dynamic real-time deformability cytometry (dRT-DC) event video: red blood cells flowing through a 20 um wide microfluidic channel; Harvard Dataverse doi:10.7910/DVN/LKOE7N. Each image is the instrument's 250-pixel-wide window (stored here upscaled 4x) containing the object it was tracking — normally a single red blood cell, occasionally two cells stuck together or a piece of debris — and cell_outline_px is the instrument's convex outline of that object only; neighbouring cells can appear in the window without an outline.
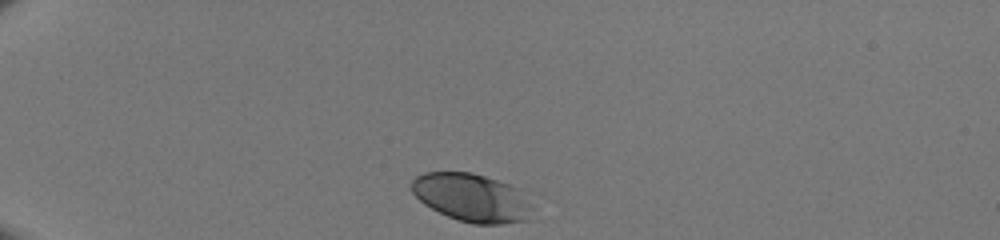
{"species": "human", "species_latin": "Homo sapiens", "temperature_condition": "room temperature", "stored_images_in_passage": 31, "camera_frame_rate_fps": 3000, "um_per_image_px": 0.085, "donor": {"sex": "male"}, "frame": {"image": 1, "passage_image": 1, "time_ms": 0.0, "image_size_px": [1000, 240], "cell_outline_px": [[528, 220], [500, 224], [472, 224], [448, 216], [424, 204], [412, 192], [412, 180], [416, 176], [424, 172], [472, 172], [520, 188], [528, 204]], "centroid_in_image_um": [40.05, 16.79], "position_along_channel_um": 44.9, "area_um2": 33.35}}
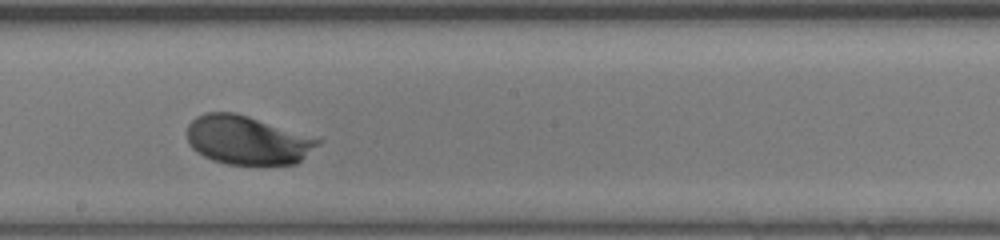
{"frame": {"image": 2, "passage_image": 18, "time_ms": 5.667, "image_size_px": [1000, 240], "cell_outline_px": [[324, 140], [320, 144], [296, 164], [228, 164], [212, 160], [196, 152], [192, 148], [188, 140], [188, 124], [196, 116], [204, 112], [236, 112]], "centroid_in_image_um": [21.02, 11.9], "position_along_channel_um": 227.2, "area_um2": 37.11}}
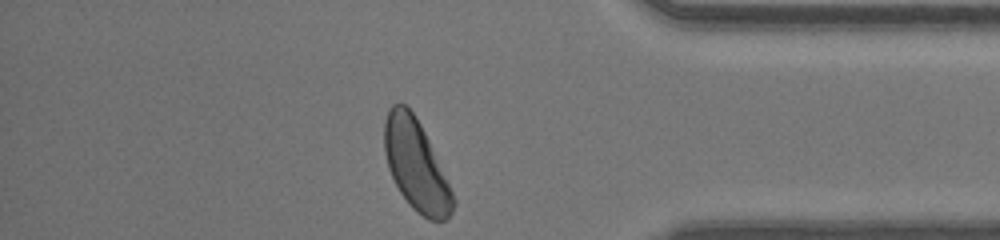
{"frame": {"image": 3, "passage_image": 31, "time_ms": 10.0, "image_size_px": [1000, 240], "cell_outline_px": [[456, 204], [448, 220], [428, 220], [416, 212], [412, 208], [400, 192], [388, 168], [384, 152], [384, 120], [388, 108], [392, 104], [404, 104], [412, 112], [420, 124], [428, 140], [456, 200]], "centroid_in_image_um": [35.35, 14.07], "position_along_channel_um": 399.9, "area_um2": 35.95}}